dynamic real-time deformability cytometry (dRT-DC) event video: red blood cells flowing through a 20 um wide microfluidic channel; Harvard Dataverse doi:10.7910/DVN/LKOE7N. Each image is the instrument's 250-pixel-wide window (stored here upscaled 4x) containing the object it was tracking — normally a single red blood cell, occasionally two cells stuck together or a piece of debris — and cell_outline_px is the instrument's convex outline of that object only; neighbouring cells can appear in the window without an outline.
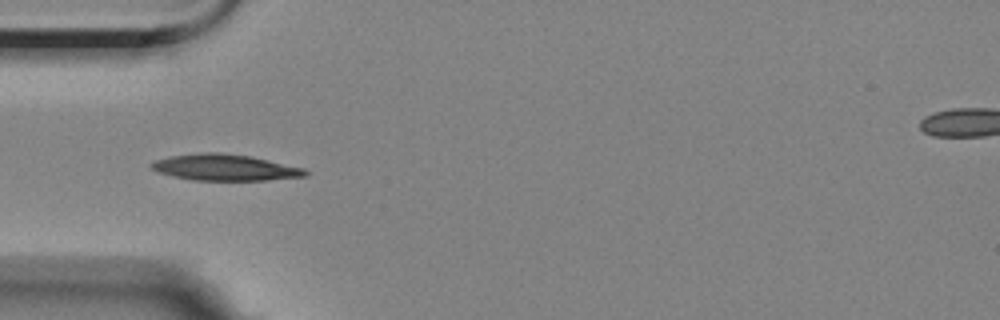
{"species": "Egyptian fruit bat (a non-hibernating species)", "species_latin": "Rousettus aegyptiacus", "temperature_condition": "room temperature", "stored_images_in_passage": 31, "camera_frame_rate_fps": 3000, "um_per_image_px": 0.085, "animal": {"sex": "female"}, "frame": {"image": 1, "passage_image": 1, "time_ms": 0.0, "image_size_px": [1000, 320], "cell_outline_px": [[308, 176], [268, 180], [192, 180], [172, 176], [156, 172], [148, 164], [156, 160], [172, 156], [200, 152], [220, 152], [248, 156], [268, 160], [304, 168], [308, 172]], "centroid_in_image_um": [19.1, 14.24], "position_along_channel_um": 65.9, "area_um2": 23.52}}
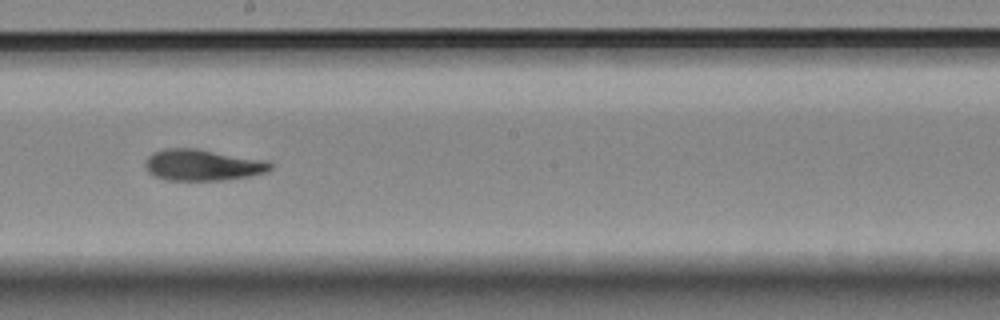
{"frame": {"image": 2, "passage_image": 15, "time_ms": 4.667, "image_size_px": [1000, 320], "cell_outline_px": [[272, 168], [268, 172], [252, 176], [224, 180], [164, 180], [148, 172], [144, 164], [148, 156], [164, 148], [196, 148], [268, 160], [272, 164]], "centroid_in_image_um": [17.27, 14.02], "position_along_channel_um": 230.9, "area_um2": 23.06}}
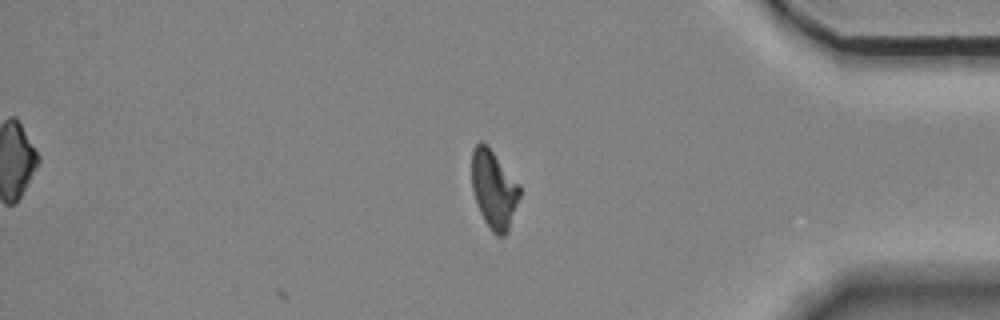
{"frame": {"image": 3, "passage_image": 31, "time_ms": 10.0, "image_size_px": [1000, 320], "cell_outline_px": [[520, 196], [508, 232], [504, 236], [496, 236], [492, 232], [484, 220], [480, 212], [472, 188], [472, 152], [476, 144], [480, 140], [492, 152], [520, 184]], "centroid_in_image_um": [41.99, 16.14], "position_along_channel_um": 393.2, "area_um2": 21.56}, "authors_computed_cell_mechanics": {"area_um2": 22.3108, "velocity_mm_per_s": 3.531, "shape_relaxation_time_tau1_ms": 4.8913, "shape_relaxation_time_tau2_ms": 3.3527, "deformation_change_tau1": 0.1706, "deformation_change_tau2": 0.0861}}